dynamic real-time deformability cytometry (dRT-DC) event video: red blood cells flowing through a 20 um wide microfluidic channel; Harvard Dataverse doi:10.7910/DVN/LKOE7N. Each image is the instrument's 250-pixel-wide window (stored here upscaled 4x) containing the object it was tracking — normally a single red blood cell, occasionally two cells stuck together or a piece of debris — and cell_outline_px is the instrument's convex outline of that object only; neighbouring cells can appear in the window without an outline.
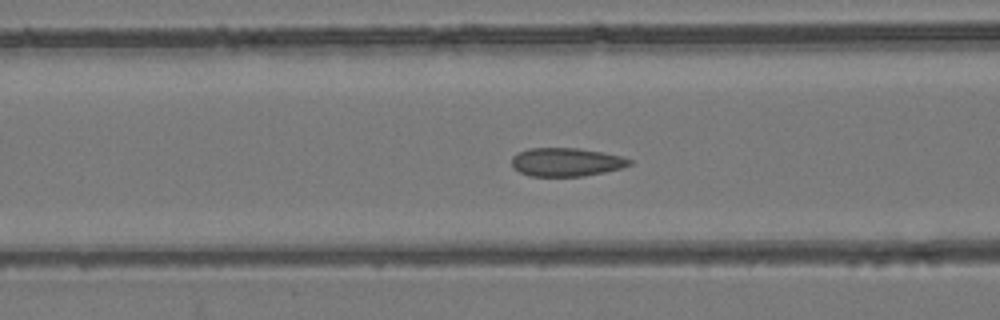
{"species": "common noctule bat (a hibernating species)", "species_latin": "Nyctalus noctula", "temperature_condition": "room temperature", "stored_images_in_passage": 34, "camera_frame_rate_fps": 3000, "um_per_image_px": 0.085, "animal": {"sex": "female", "body_mass_g": 24.6, "forearm_length_mm": 56.2}, "frame": {"image": 1, "passage_image": 5, "time_ms": 1.333, "image_size_px": [1000, 320], "cell_outline_px": [[632, 164], [620, 168], [604, 172], [584, 176], [532, 176], [520, 172], [512, 168], [512, 156], [528, 148], [576, 148], [600, 152], [620, 156], [632, 160]], "centroid_in_image_um": [48.1, 13.78], "position_along_channel_um": 118.5, "area_um2": 19.36}}
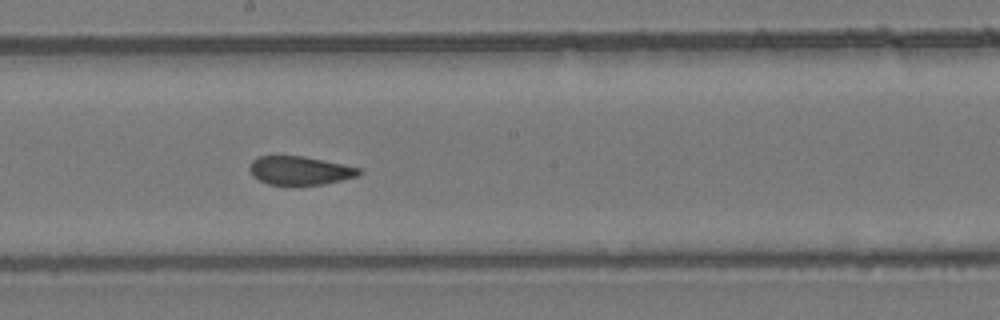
{"frame": {"image": 2, "passage_image": 13, "time_ms": 4.0, "image_size_px": [1000, 320], "cell_outline_px": [[360, 172], [356, 176], [324, 184], [292, 188], [268, 184], [252, 176], [248, 168], [252, 160], [260, 156], [304, 156], [344, 164], [360, 168]], "centroid_in_image_um": [25.43, 14.53], "position_along_channel_um": 222.8, "area_um2": 18.79}}
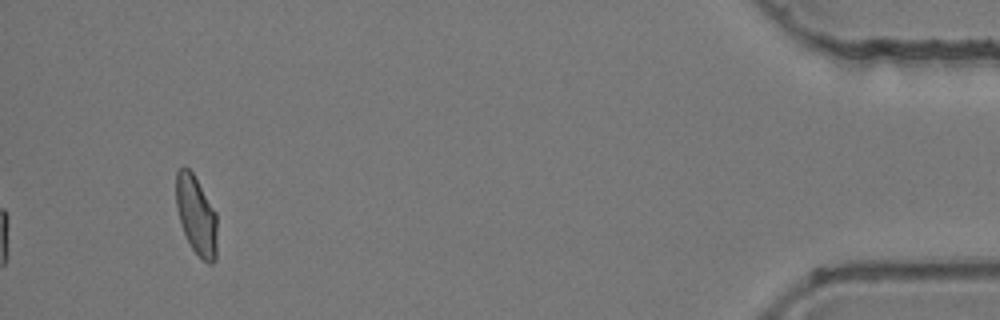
{"frame": {"image": 3, "passage_image": 34, "time_ms": 11.0, "image_size_px": [1000, 320], "cell_outline_px": [[216, 260], [212, 264], [208, 264], [192, 248], [184, 232], [176, 208], [176, 172], [184, 164], [192, 172], [216, 212]], "centroid_in_image_um": [16.68, 18.28], "position_along_channel_um": 418.5, "area_um2": 18.67}, "authors_computed_cell_mechanics": {"area_um2": 19.3919, "velocity_mm_per_s": 3.8982, "shape_relaxation_time_tau1_ms": null, "shape_relaxation_time_tau2_ms": 0.8487, "deformation_change_tau1": null, "deformation_change_tau2": 0.0683}}